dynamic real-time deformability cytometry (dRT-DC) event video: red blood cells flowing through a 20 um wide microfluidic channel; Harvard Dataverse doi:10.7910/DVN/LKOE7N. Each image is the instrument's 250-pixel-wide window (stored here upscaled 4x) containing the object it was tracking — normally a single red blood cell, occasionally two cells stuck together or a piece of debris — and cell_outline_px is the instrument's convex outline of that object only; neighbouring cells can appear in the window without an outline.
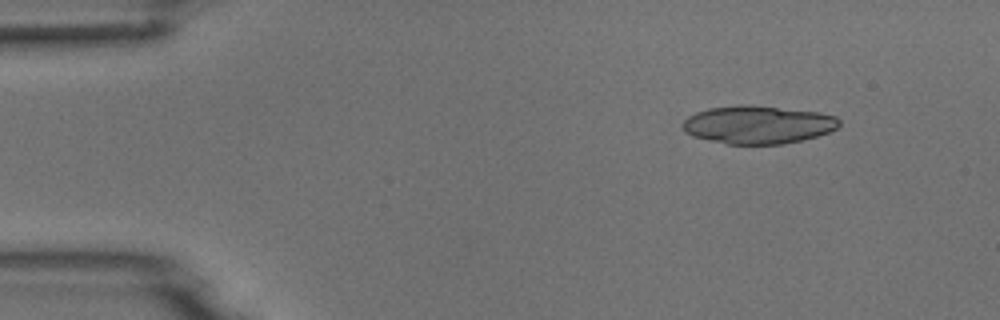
{"species": "common noctule bat (a hibernating species)", "species_latin": "Nyctalus noctula", "temperature_condition": "room temperature", "stored_images_in_passage": 7, "camera_frame_rate_fps": 3000, "um_per_image_px": 0.085, "animal": {"sex": "male", "body_mass_g": 18.8}, "frame": {"image": 1, "passage_image": 1, "time_ms": 0.0, "image_size_px": [1000, 320], "cell_outline_px": [[840, 124], [836, 128], [828, 132], [816, 136], [784, 144], [728, 144], [692, 136], [684, 132], [680, 124], [688, 116], [696, 112], [708, 108], [740, 104], [744, 104], [820, 112], [836, 116], [840, 120]], "centroid_in_image_um": [64.39, 10.59], "position_along_channel_um": 20.6, "area_um2": 34.8}}